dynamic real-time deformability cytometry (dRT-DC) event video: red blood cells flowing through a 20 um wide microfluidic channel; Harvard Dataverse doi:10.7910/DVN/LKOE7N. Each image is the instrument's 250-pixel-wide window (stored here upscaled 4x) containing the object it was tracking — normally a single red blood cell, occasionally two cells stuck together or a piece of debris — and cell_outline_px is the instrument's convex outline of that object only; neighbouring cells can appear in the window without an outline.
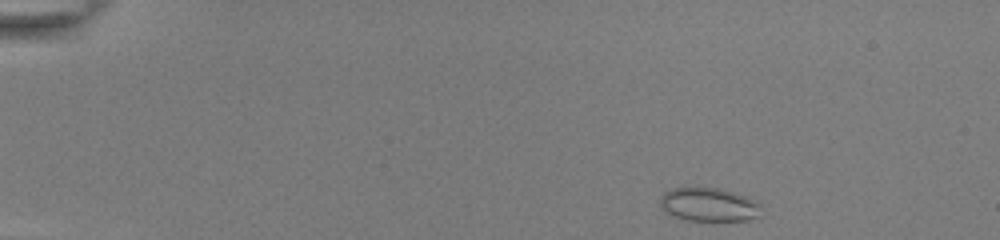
{"species": "common noctule bat (a hibernating species)", "species_latin": "Nyctalus noctula", "temperature_condition": "room temperature", "stored_images_in_passage": 46, "camera_frame_rate_fps": 3000, "um_per_image_px": 0.085, "animal": {"sex": "female", "body_mass_g": 22.0, "forearm_length_mm": 56.7}, "frame": {"image": 1, "passage_image": 1, "time_ms": 0.0, "image_size_px": [1000, 240], "cell_outline_px": [[760, 204], [756, 216], [748, 220], [688, 220], [672, 216], [664, 212], [660, 208], [660, 196], [664, 192], [672, 188], [696, 184], [716, 188], [748, 196]], "centroid_in_image_um": [60.14, 17.34], "position_along_channel_um": 24.9, "area_um2": 20.23}}
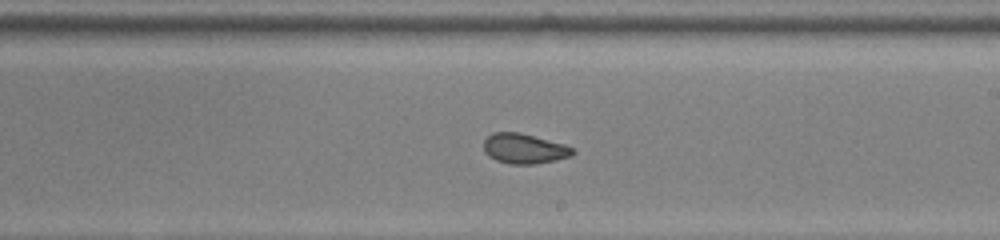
{"frame": {"image": 2, "passage_image": 26, "time_ms": 8.333, "image_size_px": [1000, 240], "cell_outline_px": [[576, 152], [572, 156], [556, 160], [536, 164], [508, 164], [496, 160], [488, 156], [484, 152], [484, 140], [492, 132], [520, 132], [564, 144], [572, 148]], "centroid_in_image_um": [44.55, 12.64], "position_along_channel_um": 244.4, "area_um2": 15.72}}
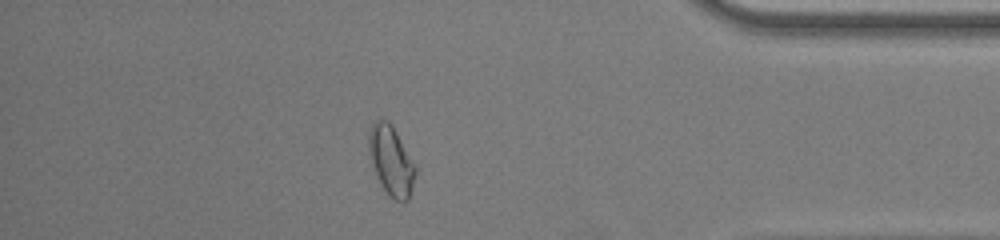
{"frame": {"image": 3, "passage_image": 40, "time_ms": 13.0, "image_size_px": [1000, 240], "cell_outline_px": [[416, 172], [412, 188], [408, 200], [396, 200], [388, 196], [380, 184], [376, 176], [368, 152], [368, 132], [372, 124], [380, 116], [388, 120], [392, 124], [416, 164]], "centroid_in_image_um": [33.23, 13.61], "position_along_channel_um": 402.0, "area_um2": 19.31}, "authors_computed_cell_mechanics": {"area_um2": 17.2822, "velocity_mm_per_s": 3.8864, "shape_relaxation_time_tau1_ms": null, "shape_relaxation_time_tau2_ms": 0.9766, "deformation_change_tau1": null, "deformation_change_tau2": 0.0532}}